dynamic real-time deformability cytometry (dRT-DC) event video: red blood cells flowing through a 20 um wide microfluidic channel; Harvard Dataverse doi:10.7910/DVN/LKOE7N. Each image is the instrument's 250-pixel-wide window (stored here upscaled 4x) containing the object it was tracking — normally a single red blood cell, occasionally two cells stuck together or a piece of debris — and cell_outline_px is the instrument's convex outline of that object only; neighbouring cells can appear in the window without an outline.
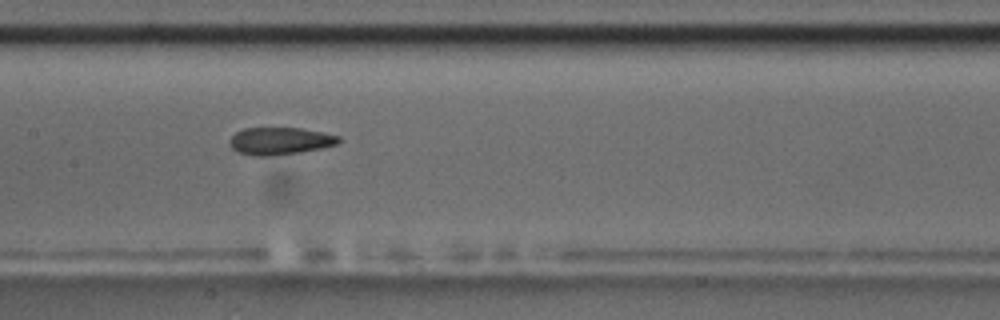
{"species": "common noctule bat (a hibernating species)", "species_latin": "Nyctalus noctula", "temperature_condition": "room temperature", "stored_images_in_passage": 9, "camera_frame_rate_fps": 3000, "um_per_image_px": 0.085, "animal": {"sex": "male", "body_mass_g": 17.5, "forearm_length_mm": 52.3}, "frame": {"image": 1, "passage_image": 9, "time_ms": 9.0, "image_size_px": [1000, 320], "cell_outline_px": [[340, 140], [336, 144], [320, 148], [300, 152], [268, 156], [252, 156], [236, 152], [228, 144], [228, 140], [236, 132], [244, 128], [300, 128], [324, 132], [340, 136]], "centroid_in_image_um": [23.75, 11.98], "position_along_channel_um": 183.7, "area_um2": 17.46}}